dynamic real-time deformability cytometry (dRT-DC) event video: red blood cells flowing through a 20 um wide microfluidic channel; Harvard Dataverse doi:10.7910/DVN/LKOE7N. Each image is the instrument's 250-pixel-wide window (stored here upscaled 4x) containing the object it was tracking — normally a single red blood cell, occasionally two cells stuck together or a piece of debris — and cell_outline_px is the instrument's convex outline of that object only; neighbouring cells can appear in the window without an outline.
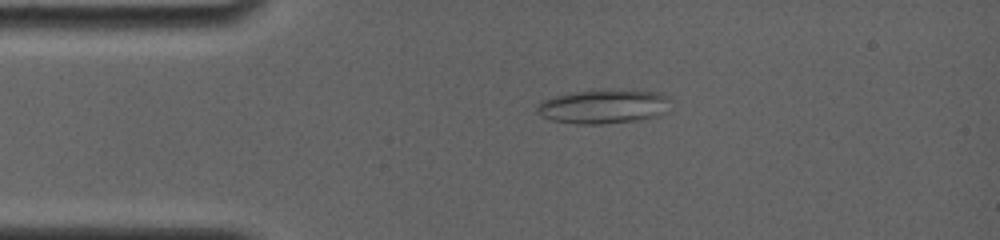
{"species": "common noctule bat (a hibernating species)", "species_latin": "Nyctalus noctula", "temperature_condition": "room temperature", "stored_images_in_passage": 13, "camera_frame_rate_fps": 4000, "um_per_image_px": 0.085, "animal": {"sex": "female", "body_mass_g": 19.0, "forearm_length_mm": 56.7}, "frame": {"image": 1, "passage_image": 3, "time_ms": 1.25, "image_size_px": [1000, 240], "cell_outline_px": [[672, 100], [648, 116], [636, 120], [600, 124], [576, 124], [552, 120], [536, 112], [536, 104], [540, 100], [552, 96], [572, 92], [656, 92], [672, 96]], "centroid_in_image_um": [51.1, 9.07], "position_along_channel_um": 33.9, "area_um2": 25.03}}
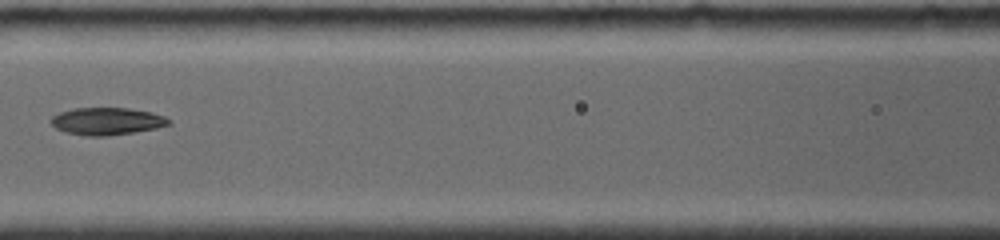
{"frame": {"image": 2, "passage_image": 10, "time_ms": 5.25, "image_size_px": [1000, 240], "cell_outline_px": [[168, 124], [156, 128], [108, 136], [88, 136], [64, 132], [56, 128], [52, 124], [52, 116], [60, 112], [76, 108], [128, 108], [148, 112], [164, 116], [168, 120]], "centroid_in_image_um": [9.03, 10.31], "position_along_channel_um": 157.6, "area_um2": 18.38}}
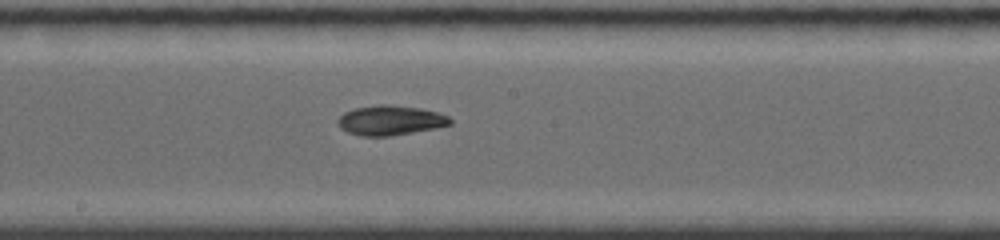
{"frame": {"image": 3, "passage_image": 13, "time_ms": 6.75, "image_size_px": [1000, 240], "cell_outline_px": [[452, 124], [412, 132], [388, 136], [364, 136], [348, 132], [340, 128], [340, 116], [344, 112], [356, 108], [380, 104], [388, 104], [420, 108], [436, 112], [448, 116], [452, 120]], "centroid_in_image_um": [33.19, 10.22], "position_along_channel_um": 215.0, "area_um2": 19.07}}